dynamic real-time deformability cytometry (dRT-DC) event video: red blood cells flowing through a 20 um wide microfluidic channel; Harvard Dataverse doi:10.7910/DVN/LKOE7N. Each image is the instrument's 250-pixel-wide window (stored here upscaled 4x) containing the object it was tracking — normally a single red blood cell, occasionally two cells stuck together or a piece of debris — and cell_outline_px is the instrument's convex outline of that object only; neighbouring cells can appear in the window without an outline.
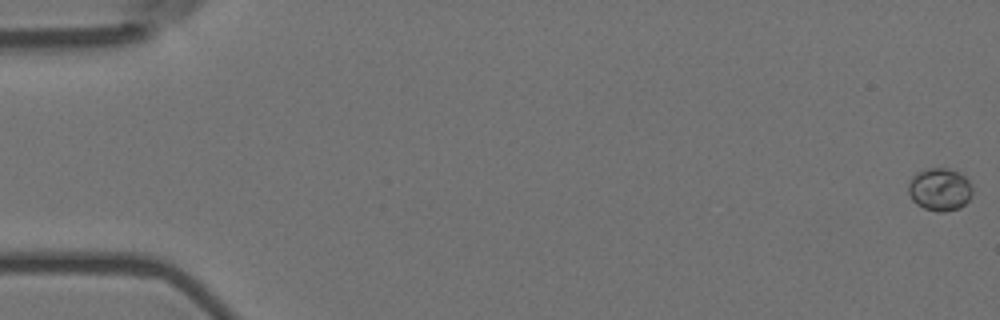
{"species": "Egyptian fruit bat (a non-hibernating species)", "species_latin": "Rousettus aegyptiacus", "temperature_condition": "room temperature", "stored_images_in_passage": 57, "camera_frame_rate_fps": 3000, "um_per_image_px": 0.085, "animal": {"sex": "female"}, "frame": {"image": 1, "passage_image": 1, "time_ms": 0.0, "image_size_px": [1000, 320], "cell_outline_px": [[972, 192], [968, 200], [960, 208], [944, 212], [936, 212], [924, 208], [916, 204], [912, 200], [908, 192], [908, 184], [912, 176], [928, 168], [948, 168], [960, 172], [968, 180], [972, 188]], "centroid_in_image_um": [79.87, 16.11], "position_along_channel_um": 5.1, "area_um2": 16.01}}
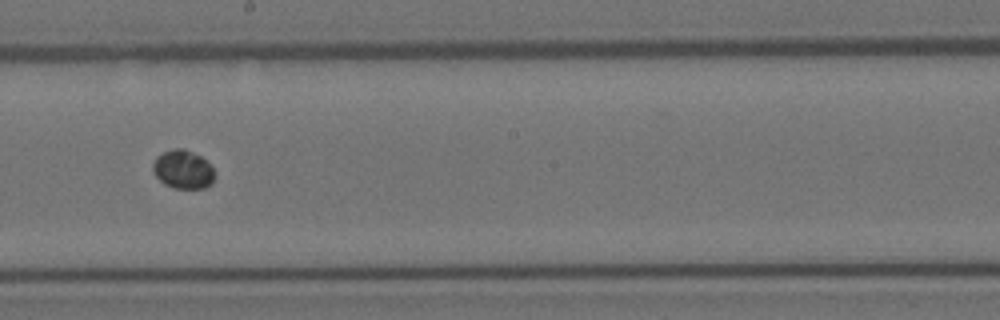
{"frame": {"image": 2, "passage_image": 33, "time_ms": 10.667, "image_size_px": [1000, 320], "cell_outline_px": [[216, 176], [212, 184], [204, 188], [172, 188], [164, 184], [156, 176], [152, 168], [152, 164], [156, 156], [164, 152], [176, 148], [184, 148], [200, 156], [212, 168]], "centroid_in_image_um": [15.55, 14.41], "position_along_channel_um": 232.6, "area_um2": 13.87}}
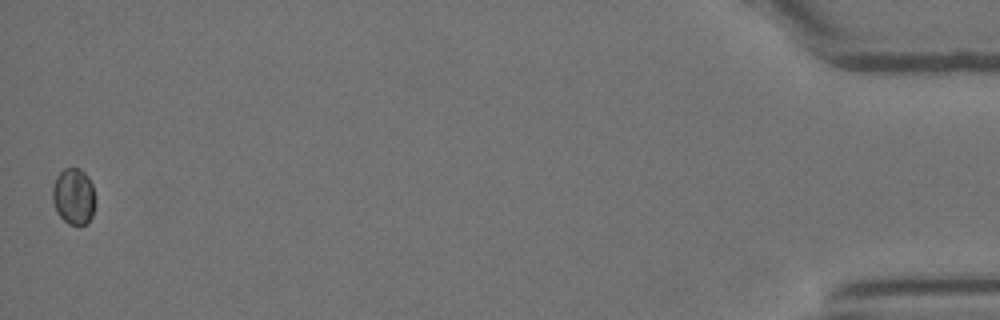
{"frame": {"image": 3, "passage_image": 57, "time_ms": 18.667, "image_size_px": [1000, 320], "cell_outline_px": [[96, 204], [92, 216], [88, 224], [68, 224], [56, 212], [52, 200], [52, 188], [56, 176], [64, 168], [80, 168], [88, 176], [92, 184], [96, 200]], "centroid_in_image_um": [6.27, 16.69], "position_along_channel_um": 428.9, "area_um2": 14.33}}